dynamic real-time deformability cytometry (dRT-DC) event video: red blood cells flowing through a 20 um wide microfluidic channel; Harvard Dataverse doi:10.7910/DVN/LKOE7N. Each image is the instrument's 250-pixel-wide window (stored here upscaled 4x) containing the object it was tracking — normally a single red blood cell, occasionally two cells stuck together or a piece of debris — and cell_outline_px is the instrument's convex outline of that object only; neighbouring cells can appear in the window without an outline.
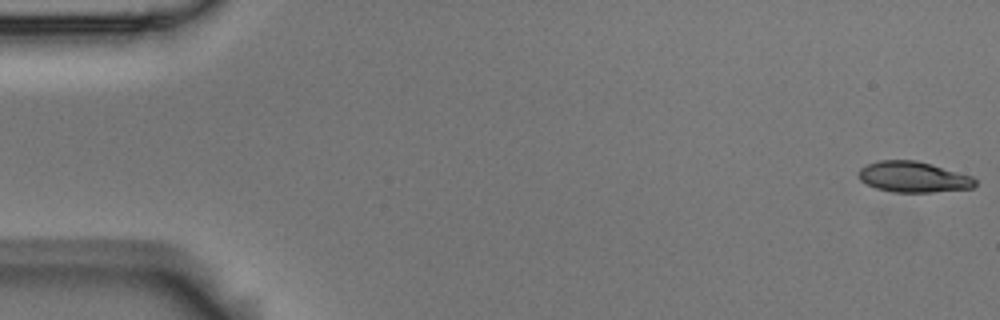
{"species": "Egyptian fruit bat (a non-hibernating species)", "species_latin": "Rousettus aegyptiacus", "temperature_condition": "room temperature", "stored_images_in_passage": 6, "camera_frame_rate_fps": 3000, "um_per_image_px": 0.085, "animal": {"sex": "male"}, "frame": {"image": 1, "passage_image": 1, "time_ms": 0.0, "image_size_px": [1000, 320], "cell_outline_px": [[976, 184], [972, 188], [932, 192], [892, 192], [876, 188], [860, 180], [856, 172], [860, 168], [868, 164], [880, 160], [916, 160], [932, 164], [972, 176], [976, 180]], "centroid_in_image_um": [77.62, 15.04], "position_along_channel_um": 7.4, "area_um2": 20.92}}